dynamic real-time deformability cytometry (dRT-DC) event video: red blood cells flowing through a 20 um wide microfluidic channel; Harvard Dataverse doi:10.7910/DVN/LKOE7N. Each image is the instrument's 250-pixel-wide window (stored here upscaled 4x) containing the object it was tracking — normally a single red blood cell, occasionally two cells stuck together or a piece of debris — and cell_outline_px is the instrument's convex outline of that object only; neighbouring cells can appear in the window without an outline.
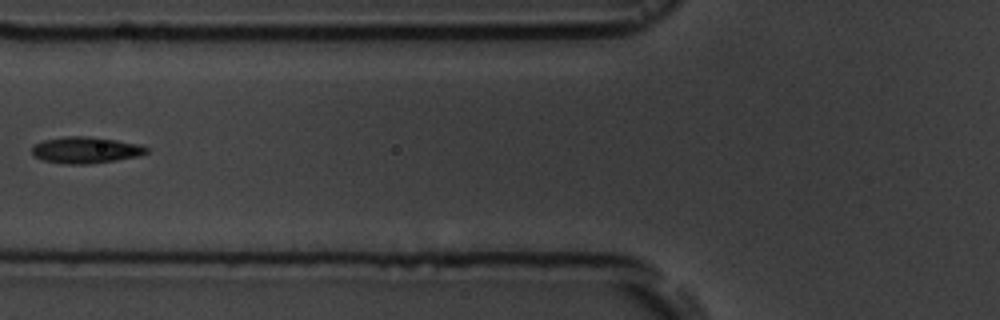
{"species": "common noctule bat (a hibernating species)", "species_latin": "Nyctalus noctula", "temperature_condition": "room temperature", "stored_images_in_passage": 7, "camera_frame_rate_fps": 3000, "um_per_image_px": 0.085, "animal": {"sex": "male", "body_mass_g": 19.5, "forearm_length_mm": 54.6}, "frame": {"image": 1, "passage_image": 6, "time_ms": 6.0, "image_size_px": [1000, 320], "cell_outline_px": [[148, 152], [140, 156], [116, 160], [88, 164], [64, 164], [44, 160], [36, 156], [32, 152], [32, 144], [44, 140], [64, 136], [88, 136], [116, 140], [140, 144], [148, 148]], "centroid_in_image_um": [7.29, 12.75], "position_along_channel_um": 118.5, "area_um2": 17.69}}
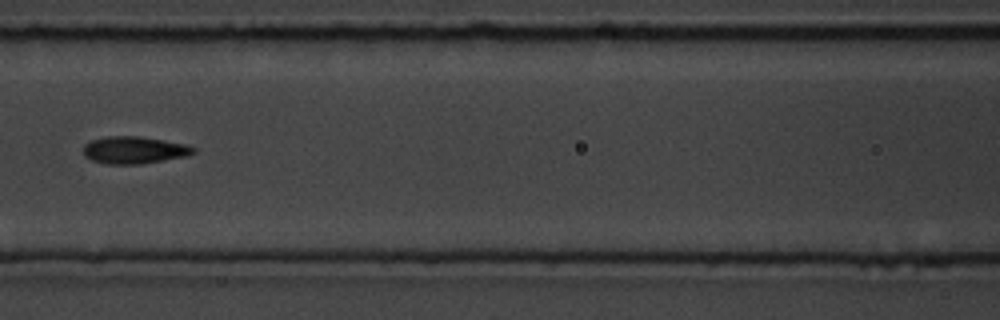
{"frame": {"image": 2, "passage_image": 7, "time_ms": 7.0, "image_size_px": [1000, 320], "cell_outline_px": [[196, 152], [188, 156], [140, 164], [108, 164], [92, 160], [84, 156], [84, 144], [92, 140], [108, 136], [140, 136], [188, 144], [196, 148]], "centroid_in_image_um": [11.45, 12.75], "position_along_channel_um": 155.2, "area_um2": 17.57}}